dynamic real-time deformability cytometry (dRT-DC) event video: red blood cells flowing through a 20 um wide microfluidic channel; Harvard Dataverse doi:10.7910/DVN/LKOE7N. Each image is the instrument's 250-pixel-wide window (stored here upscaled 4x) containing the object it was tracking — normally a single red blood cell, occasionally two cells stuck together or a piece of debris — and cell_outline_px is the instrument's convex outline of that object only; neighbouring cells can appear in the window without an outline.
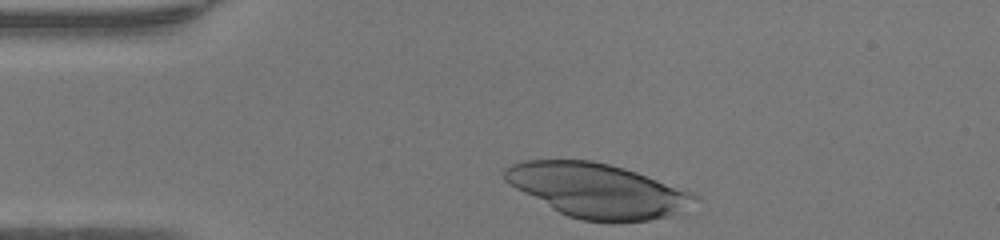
{"species": "human", "species_latin": "Homo sapiens", "temperature_condition": "warm", "stored_images_in_passage": 30, "camera_frame_rate_fps": 3000, "um_per_image_px": 0.085, "donor": {"sex": "female"}, "frame": {"image": 1, "passage_image": 1, "time_ms": 0.0, "image_size_px": [1000, 240], "cell_outline_px": [[704, 200], [668, 216], [648, 220], [612, 224], [580, 220], [568, 216], [552, 208], [516, 188], [504, 180], [504, 168], [520, 160], [592, 160], [624, 168], [696, 192]], "centroid_in_image_um": [50.86, 16.2], "position_along_channel_um": 34.1, "area_um2": 60.46}}